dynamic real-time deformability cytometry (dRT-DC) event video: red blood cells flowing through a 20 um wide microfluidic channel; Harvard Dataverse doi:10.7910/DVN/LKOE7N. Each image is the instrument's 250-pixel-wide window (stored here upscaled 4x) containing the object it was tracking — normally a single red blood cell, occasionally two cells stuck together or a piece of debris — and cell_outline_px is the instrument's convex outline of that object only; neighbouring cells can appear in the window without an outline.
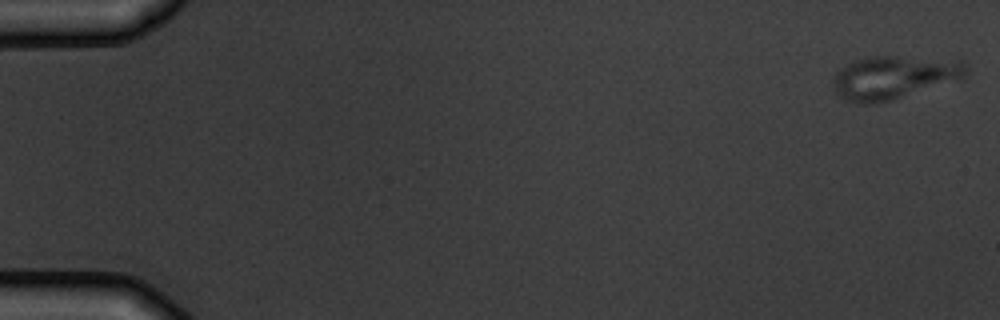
{"species": "common noctule bat (a hibernating species)", "species_latin": "Nyctalus noctula", "temperature_condition": "warm", "stored_images_in_passage": 9, "camera_frame_rate_fps": 3000, "um_per_image_px": 0.085, "animal": {"sex": "male", "body_mass_g": 19.5, "forearm_length_mm": 54.6}, "frame": {"image": 1, "passage_image": 1, "time_ms": 0.0, "image_size_px": [1000, 320], "cell_outline_px": [[968, 72], [964, 80], [888, 100], [872, 104], [864, 104], [844, 100], [836, 92], [832, 84], [832, 76], [840, 68], [856, 60], [868, 56], [896, 56], [964, 60]], "centroid_in_image_um": [76.02, 6.57], "position_along_channel_um": 9.0, "area_um2": 33.93}}